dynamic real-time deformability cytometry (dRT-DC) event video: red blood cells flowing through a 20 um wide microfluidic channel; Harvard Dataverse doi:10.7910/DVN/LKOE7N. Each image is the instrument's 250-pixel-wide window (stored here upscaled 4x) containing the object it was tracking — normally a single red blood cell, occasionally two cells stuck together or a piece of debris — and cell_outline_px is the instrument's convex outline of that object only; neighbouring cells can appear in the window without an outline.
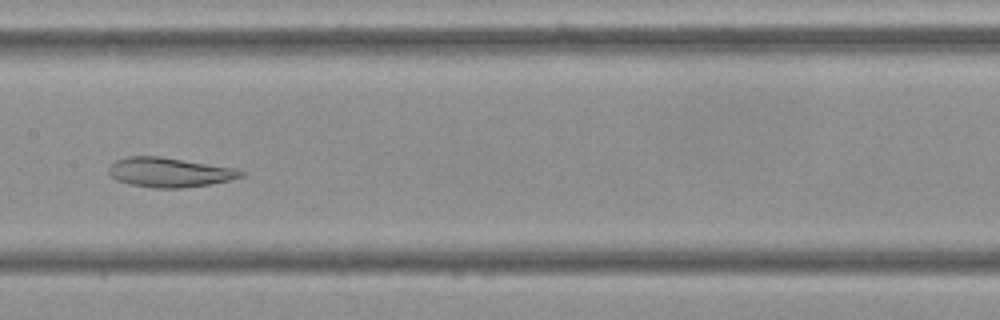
{"species": "Egyptian fruit bat (a non-hibernating species)", "species_latin": "Rousettus aegyptiacus", "temperature_condition": "cold", "stored_images_in_passage": 42, "camera_frame_rate_fps": 3000, "um_per_image_px": 0.085, "frame": {"image": 1, "passage_image": 15, "time_ms": 4.667, "image_size_px": [1000, 320], "cell_outline_px": [[244, 176], [228, 180], [208, 184], [180, 188], [156, 188], [128, 184], [116, 180], [108, 172], [108, 168], [116, 160], [128, 156], [160, 156], [236, 168], [244, 172]], "centroid_in_image_um": [14.38, 14.64], "position_along_channel_um": 193.0, "area_um2": 22.66}}
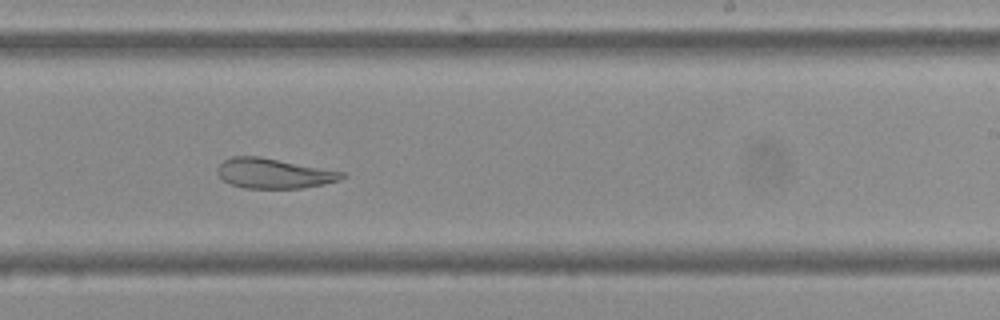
{"frame": {"image": 2, "passage_image": 21, "time_ms": 6.667, "image_size_px": [1000, 320], "cell_outline_px": [[348, 176], [340, 180], [324, 184], [300, 188], [244, 188], [232, 184], [224, 180], [216, 172], [216, 168], [224, 160], [232, 156], [260, 156], [348, 172]], "centroid_in_image_um": [23.34, 14.73], "position_along_channel_um": 265.7, "area_um2": 22.02}}
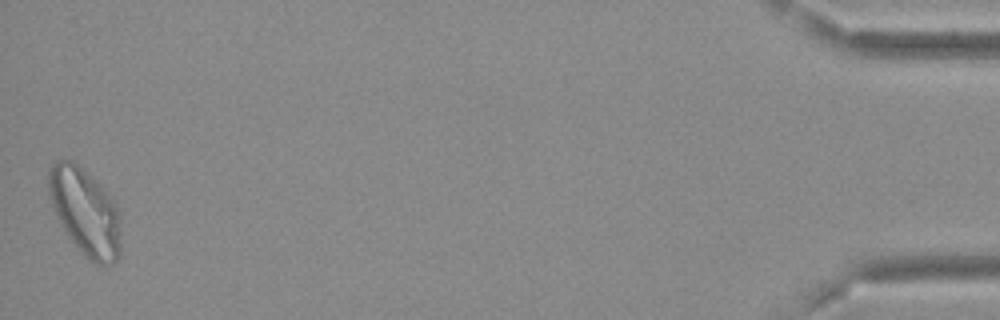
{"frame": {"image": 3, "passage_image": 42, "time_ms": 13.667, "image_size_px": [1000, 320], "cell_outline_px": [[120, 256], [112, 264], [96, 264], [84, 256], [68, 236], [60, 224], [56, 216], [48, 192], [48, 172], [52, 164], [56, 160], [72, 160], [92, 176], [100, 184], [116, 204], [120, 212]], "centroid_in_image_um": [7.24, 18.0], "position_along_channel_um": 428.0, "area_um2": 36.82}, "authors_computed_cell_mechanics": {"area_um2": 24.6517, "velocity_mm_per_s": 3.6505, "shape_relaxation_time_tau1_ms": null, "shape_relaxation_time_tau2_ms": 4.8533, "deformation_change_tau1": null, "deformation_change_tau2": 0.089}}